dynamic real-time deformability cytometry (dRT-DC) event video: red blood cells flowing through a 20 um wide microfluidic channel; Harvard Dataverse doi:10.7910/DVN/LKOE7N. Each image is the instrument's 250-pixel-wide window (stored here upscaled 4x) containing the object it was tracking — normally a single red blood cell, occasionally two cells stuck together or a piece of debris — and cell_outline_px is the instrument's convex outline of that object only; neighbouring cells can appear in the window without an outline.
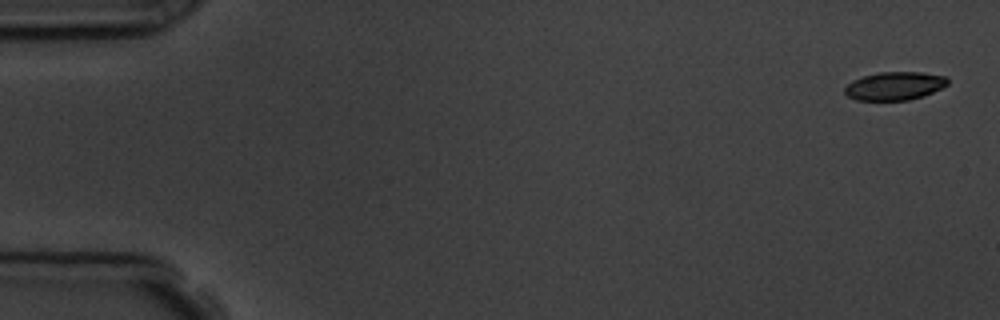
{"species": "common noctule bat (a hibernating species)", "species_latin": "Nyctalus noctula", "temperature_condition": "room temperature", "stored_images_in_passage": 4, "camera_frame_rate_fps": 3000, "um_per_image_px": 0.085, "animal": {"sex": "male", "body_mass_g": 19.5, "forearm_length_mm": 54.6}, "frame": {"image": 1, "passage_image": 1, "time_ms": 0.0, "image_size_px": [1000, 320], "cell_outline_px": [[948, 84], [924, 96], [908, 100], [856, 100], [848, 96], [844, 92], [844, 88], [852, 80], [864, 76], [880, 72], [920, 72], [948, 76]], "centroid_in_image_um": [76.05, 7.3], "position_along_channel_um": 9.0, "area_um2": 16.94}}